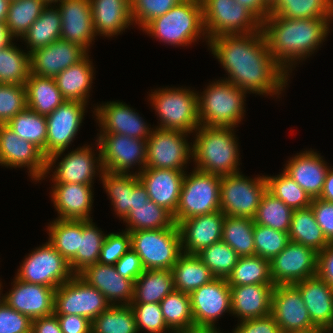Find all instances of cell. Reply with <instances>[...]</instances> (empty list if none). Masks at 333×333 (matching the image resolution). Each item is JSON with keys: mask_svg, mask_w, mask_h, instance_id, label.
<instances>
[{"mask_svg": "<svg viewBox=\"0 0 333 333\" xmlns=\"http://www.w3.org/2000/svg\"><path fill=\"white\" fill-rule=\"evenodd\" d=\"M255 255L271 260L288 244V233L274 230L260 224H254L253 229Z\"/></svg>", "mask_w": 333, "mask_h": 333, "instance_id": "obj_54", "label": "cell"}, {"mask_svg": "<svg viewBox=\"0 0 333 333\" xmlns=\"http://www.w3.org/2000/svg\"><path fill=\"white\" fill-rule=\"evenodd\" d=\"M300 292L312 323L333 329V288L318 275L293 284Z\"/></svg>", "mask_w": 333, "mask_h": 333, "instance_id": "obj_30", "label": "cell"}, {"mask_svg": "<svg viewBox=\"0 0 333 333\" xmlns=\"http://www.w3.org/2000/svg\"><path fill=\"white\" fill-rule=\"evenodd\" d=\"M99 177L115 215L124 220L131 210L132 187L140 180L138 174L104 171Z\"/></svg>", "mask_w": 333, "mask_h": 333, "instance_id": "obj_38", "label": "cell"}, {"mask_svg": "<svg viewBox=\"0 0 333 333\" xmlns=\"http://www.w3.org/2000/svg\"><path fill=\"white\" fill-rule=\"evenodd\" d=\"M131 248L145 270H171L183 253L177 224L170 228L129 232Z\"/></svg>", "mask_w": 333, "mask_h": 333, "instance_id": "obj_7", "label": "cell"}, {"mask_svg": "<svg viewBox=\"0 0 333 333\" xmlns=\"http://www.w3.org/2000/svg\"><path fill=\"white\" fill-rule=\"evenodd\" d=\"M184 175L183 171L148 167L138 173L140 181L147 189L149 199L172 215L179 204Z\"/></svg>", "mask_w": 333, "mask_h": 333, "instance_id": "obj_27", "label": "cell"}, {"mask_svg": "<svg viewBox=\"0 0 333 333\" xmlns=\"http://www.w3.org/2000/svg\"><path fill=\"white\" fill-rule=\"evenodd\" d=\"M197 256L215 278L224 279L229 276L239 258L237 253L222 240L206 247Z\"/></svg>", "mask_w": 333, "mask_h": 333, "instance_id": "obj_53", "label": "cell"}, {"mask_svg": "<svg viewBox=\"0 0 333 333\" xmlns=\"http://www.w3.org/2000/svg\"><path fill=\"white\" fill-rule=\"evenodd\" d=\"M47 158L34 144L21 139L6 124H0V165L11 168H27L28 174L36 182L42 180L46 172Z\"/></svg>", "mask_w": 333, "mask_h": 333, "instance_id": "obj_18", "label": "cell"}, {"mask_svg": "<svg viewBox=\"0 0 333 333\" xmlns=\"http://www.w3.org/2000/svg\"><path fill=\"white\" fill-rule=\"evenodd\" d=\"M89 56L87 55L84 59L54 77L56 85L65 100L88 103L92 81L95 78L93 77L95 69Z\"/></svg>", "mask_w": 333, "mask_h": 333, "instance_id": "obj_33", "label": "cell"}, {"mask_svg": "<svg viewBox=\"0 0 333 333\" xmlns=\"http://www.w3.org/2000/svg\"><path fill=\"white\" fill-rule=\"evenodd\" d=\"M14 37L10 34L6 22H0V49L13 43Z\"/></svg>", "mask_w": 333, "mask_h": 333, "instance_id": "obj_69", "label": "cell"}, {"mask_svg": "<svg viewBox=\"0 0 333 333\" xmlns=\"http://www.w3.org/2000/svg\"><path fill=\"white\" fill-rule=\"evenodd\" d=\"M30 74V53L11 43L0 49V84L25 85Z\"/></svg>", "mask_w": 333, "mask_h": 333, "instance_id": "obj_48", "label": "cell"}, {"mask_svg": "<svg viewBox=\"0 0 333 333\" xmlns=\"http://www.w3.org/2000/svg\"><path fill=\"white\" fill-rule=\"evenodd\" d=\"M109 306L104 295L79 275H74L55 289V315H80L93 321Z\"/></svg>", "mask_w": 333, "mask_h": 333, "instance_id": "obj_15", "label": "cell"}, {"mask_svg": "<svg viewBox=\"0 0 333 333\" xmlns=\"http://www.w3.org/2000/svg\"><path fill=\"white\" fill-rule=\"evenodd\" d=\"M208 47L228 73L225 80L247 93L279 97L288 85L290 76L269 52L261 30L218 36Z\"/></svg>", "mask_w": 333, "mask_h": 333, "instance_id": "obj_1", "label": "cell"}, {"mask_svg": "<svg viewBox=\"0 0 333 333\" xmlns=\"http://www.w3.org/2000/svg\"><path fill=\"white\" fill-rule=\"evenodd\" d=\"M88 52L81 45L62 39L30 53V73L54 78L66 68L84 59Z\"/></svg>", "mask_w": 333, "mask_h": 333, "instance_id": "obj_21", "label": "cell"}, {"mask_svg": "<svg viewBox=\"0 0 333 333\" xmlns=\"http://www.w3.org/2000/svg\"><path fill=\"white\" fill-rule=\"evenodd\" d=\"M333 18L289 19L269 15L261 22L269 52L289 74L297 61H303L323 44Z\"/></svg>", "mask_w": 333, "mask_h": 333, "instance_id": "obj_2", "label": "cell"}, {"mask_svg": "<svg viewBox=\"0 0 333 333\" xmlns=\"http://www.w3.org/2000/svg\"><path fill=\"white\" fill-rule=\"evenodd\" d=\"M51 201L58 219L92 220L93 185L54 183Z\"/></svg>", "mask_w": 333, "mask_h": 333, "instance_id": "obj_29", "label": "cell"}, {"mask_svg": "<svg viewBox=\"0 0 333 333\" xmlns=\"http://www.w3.org/2000/svg\"><path fill=\"white\" fill-rule=\"evenodd\" d=\"M131 249V236L128 231L107 234L101 248L99 263L115 265V263Z\"/></svg>", "mask_w": 333, "mask_h": 333, "instance_id": "obj_58", "label": "cell"}, {"mask_svg": "<svg viewBox=\"0 0 333 333\" xmlns=\"http://www.w3.org/2000/svg\"><path fill=\"white\" fill-rule=\"evenodd\" d=\"M47 6L44 0L10 1L6 24L14 38H21Z\"/></svg>", "mask_w": 333, "mask_h": 333, "instance_id": "obj_50", "label": "cell"}, {"mask_svg": "<svg viewBox=\"0 0 333 333\" xmlns=\"http://www.w3.org/2000/svg\"><path fill=\"white\" fill-rule=\"evenodd\" d=\"M267 190L292 210L310 207L312 198L284 170L276 176H266Z\"/></svg>", "mask_w": 333, "mask_h": 333, "instance_id": "obj_52", "label": "cell"}, {"mask_svg": "<svg viewBox=\"0 0 333 333\" xmlns=\"http://www.w3.org/2000/svg\"><path fill=\"white\" fill-rule=\"evenodd\" d=\"M168 45L188 46L201 39L209 43L203 21L201 0H183L167 13L150 21L143 29Z\"/></svg>", "mask_w": 333, "mask_h": 333, "instance_id": "obj_4", "label": "cell"}, {"mask_svg": "<svg viewBox=\"0 0 333 333\" xmlns=\"http://www.w3.org/2000/svg\"><path fill=\"white\" fill-rule=\"evenodd\" d=\"M225 216L219 210L180 221L177 226L182 252L197 255L206 247L221 241Z\"/></svg>", "mask_w": 333, "mask_h": 333, "instance_id": "obj_23", "label": "cell"}, {"mask_svg": "<svg viewBox=\"0 0 333 333\" xmlns=\"http://www.w3.org/2000/svg\"><path fill=\"white\" fill-rule=\"evenodd\" d=\"M58 2L57 7L62 23L60 39L81 45L88 51L97 36L93 27L90 0H60Z\"/></svg>", "mask_w": 333, "mask_h": 333, "instance_id": "obj_24", "label": "cell"}, {"mask_svg": "<svg viewBox=\"0 0 333 333\" xmlns=\"http://www.w3.org/2000/svg\"><path fill=\"white\" fill-rule=\"evenodd\" d=\"M100 133H114L147 140L153 128L144 122L139 113L125 102L110 101L97 105L93 111Z\"/></svg>", "mask_w": 333, "mask_h": 333, "instance_id": "obj_20", "label": "cell"}, {"mask_svg": "<svg viewBox=\"0 0 333 333\" xmlns=\"http://www.w3.org/2000/svg\"><path fill=\"white\" fill-rule=\"evenodd\" d=\"M288 235L290 241L310 247L318 253L330 244L311 207L293 210Z\"/></svg>", "mask_w": 333, "mask_h": 333, "instance_id": "obj_36", "label": "cell"}, {"mask_svg": "<svg viewBox=\"0 0 333 333\" xmlns=\"http://www.w3.org/2000/svg\"><path fill=\"white\" fill-rule=\"evenodd\" d=\"M99 154L96 157L90 145H84L66 154L53 171V183H74L92 185L94 177L104 172ZM93 150V151H92ZM97 171V172H96ZM99 173V174H98Z\"/></svg>", "mask_w": 333, "mask_h": 333, "instance_id": "obj_25", "label": "cell"}, {"mask_svg": "<svg viewBox=\"0 0 333 333\" xmlns=\"http://www.w3.org/2000/svg\"><path fill=\"white\" fill-rule=\"evenodd\" d=\"M1 287H2V284H1V282H0V290H2L1 289ZM0 306L4 303V298H5V296L3 295V296H1V291H0Z\"/></svg>", "mask_w": 333, "mask_h": 333, "instance_id": "obj_73", "label": "cell"}, {"mask_svg": "<svg viewBox=\"0 0 333 333\" xmlns=\"http://www.w3.org/2000/svg\"><path fill=\"white\" fill-rule=\"evenodd\" d=\"M324 333H333V329H324Z\"/></svg>", "mask_w": 333, "mask_h": 333, "instance_id": "obj_75", "label": "cell"}, {"mask_svg": "<svg viewBox=\"0 0 333 333\" xmlns=\"http://www.w3.org/2000/svg\"><path fill=\"white\" fill-rule=\"evenodd\" d=\"M219 328H215V329H206V328H196V329H192V330H188L186 332H182V333H222L220 332Z\"/></svg>", "mask_w": 333, "mask_h": 333, "instance_id": "obj_71", "label": "cell"}, {"mask_svg": "<svg viewBox=\"0 0 333 333\" xmlns=\"http://www.w3.org/2000/svg\"><path fill=\"white\" fill-rule=\"evenodd\" d=\"M274 284L230 286L231 314L239 321L271 314Z\"/></svg>", "mask_w": 333, "mask_h": 333, "instance_id": "obj_31", "label": "cell"}, {"mask_svg": "<svg viewBox=\"0 0 333 333\" xmlns=\"http://www.w3.org/2000/svg\"><path fill=\"white\" fill-rule=\"evenodd\" d=\"M271 315L282 333L306 331L316 327L299 290L293 284L274 286Z\"/></svg>", "mask_w": 333, "mask_h": 333, "instance_id": "obj_19", "label": "cell"}, {"mask_svg": "<svg viewBox=\"0 0 333 333\" xmlns=\"http://www.w3.org/2000/svg\"><path fill=\"white\" fill-rule=\"evenodd\" d=\"M317 275L333 288V242L318 253Z\"/></svg>", "mask_w": 333, "mask_h": 333, "instance_id": "obj_64", "label": "cell"}, {"mask_svg": "<svg viewBox=\"0 0 333 333\" xmlns=\"http://www.w3.org/2000/svg\"><path fill=\"white\" fill-rule=\"evenodd\" d=\"M86 103L65 100L57 109L46 116V172L42 178L50 175L51 168L59 157L68 149L83 122ZM54 168H53V167Z\"/></svg>", "mask_w": 333, "mask_h": 333, "instance_id": "obj_11", "label": "cell"}, {"mask_svg": "<svg viewBox=\"0 0 333 333\" xmlns=\"http://www.w3.org/2000/svg\"><path fill=\"white\" fill-rule=\"evenodd\" d=\"M333 203V168H329L325 177L324 187L319 197Z\"/></svg>", "mask_w": 333, "mask_h": 333, "instance_id": "obj_68", "label": "cell"}, {"mask_svg": "<svg viewBox=\"0 0 333 333\" xmlns=\"http://www.w3.org/2000/svg\"><path fill=\"white\" fill-rule=\"evenodd\" d=\"M197 94L186 87L151 92L149 100L160 120L157 128L193 133L200 126Z\"/></svg>", "mask_w": 333, "mask_h": 333, "instance_id": "obj_6", "label": "cell"}, {"mask_svg": "<svg viewBox=\"0 0 333 333\" xmlns=\"http://www.w3.org/2000/svg\"><path fill=\"white\" fill-rule=\"evenodd\" d=\"M201 94H197L201 126L235 128L240 124L245 115L246 91L224 78L210 83Z\"/></svg>", "mask_w": 333, "mask_h": 333, "instance_id": "obj_5", "label": "cell"}, {"mask_svg": "<svg viewBox=\"0 0 333 333\" xmlns=\"http://www.w3.org/2000/svg\"><path fill=\"white\" fill-rule=\"evenodd\" d=\"M293 210L268 190L259 204L254 223L289 233Z\"/></svg>", "mask_w": 333, "mask_h": 333, "instance_id": "obj_51", "label": "cell"}, {"mask_svg": "<svg viewBox=\"0 0 333 333\" xmlns=\"http://www.w3.org/2000/svg\"><path fill=\"white\" fill-rule=\"evenodd\" d=\"M149 196L147 193L146 187L139 180L132 187V200H131V209H134V206L147 204L149 201Z\"/></svg>", "mask_w": 333, "mask_h": 333, "instance_id": "obj_67", "label": "cell"}, {"mask_svg": "<svg viewBox=\"0 0 333 333\" xmlns=\"http://www.w3.org/2000/svg\"><path fill=\"white\" fill-rule=\"evenodd\" d=\"M134 312L138 333H167L171 330L167 327L159 303H131Z\"/></svg>", "mask_w": 333, "mask_h": 333, "instance_id": "obj_56", "label": "cell"}, {"mask_svg": "<svg viewBox=\"0 0 333 333\" xmlns=\"http://www.w3.org/2000/svg\"><path fill=\"white\" fill-rule=\"evenodd\" d=\"M221 176L196 170L184 175L178 207L173 215L180 221L220 210Z\"/></svg>", "mask_w": 333, "mask_h": 333, "instance_id": "obj_8", "label": "cell"}, {"mask_svg": "<svg viewBox=\"0 0 333 333\" xmlns=\"http://www.w3.org/2000/svg\"><path fill=\"white\" fill-rule=\"evenodd\" d=\"M318 252L314 249L289 241L286 247L270 260L273 284H295L317 275Z\"/></svg>", "mask_w": 333, "mask_h": 333, "instance_id": "obj_16", "label": "cell"}, {"mask_svg": "<svg viewBox=\"0 0 333 333\" xmlns=\"http://www.w3.org/2000/svg\"><path fill=\"white\" fill-rule=\"evenodd\" d=\"M91 333H138L130 305H110L92 321Z\"/></svg>", "mask_w": 333, "mask_h": 333, "instance_id": "obj_49", "label": "cell"}, {"mask_svg": "<svg viewBox=\"0 0 333 333\" xmlns=\"http://www.w3.org/2000/svg\"><path fill=\"white\" fill-rule=\"evenodd\" d=\"M310 207L325 237L329 242H333V203L313 198Z\"/></svg>", "mask_w": 333, "mask_h": 333, "instance_id": "obj_60", "label": "cell"}, {"mask_svg": "<svg viewBox=\"0 0 333 333\" xmlns=\"http://www.w3.org/2000/svg\"><path fill=\"white\" fill-rule=\"evenodd\" d=\"M269 15L289 19L333 18V0H276Z\"/></svg>", "mask_w": 333, "mask_h": 333, "instance_id": "obj_41", "label": "cell"}, {"mask_svg": "<svg viewBox=\"0 0 333 333\" xmlns=\"http://www.w3.org/2000/svg\"><path fill=\"white\" fill-rule=\"evenodd\" d=\"M283 170L304 190L309 196L319 198L330 166L323 157L313 150H305L291 157Z\"/></svg>", "mask_w": 333, "mask_h": 333, "instance_id": "obj_28", "label": "cell"}, {"mask_svg": "<svg viewBox=\"0 0 333 333\" xmlns=\"http://www.w3.org/2000/svg\"><path fill=\"white\" fill-rule=\"evenodd\" d=\"M13 283L12 289L4 295V302L9 307L31 320L54 314V288L21 281L16 277Z\"/></svg>", "mask_w": 333, "mask_h": 333, "instance_id": "obj_22", "label": "cell"}, {"mask_svg": "<svg viewBox=\"0 0 333 333\" xmlns=\"http://www.w3.org/2000/svg\"><path fill=\"white\" fill-rule=\"evenodd\" d=\"M6 125L21 139L27 140L38 147L46 157V116H42L26 107Z\"/></svg>", "mask_w": 333, "mask_h": 333, "instance_id": "obj_47", "label": "cell"}, {"mask_svg": "<svg viewBox=\"0 0 333 333\" xmlns=\"http://www.w3.org/2000/svg\"><path fill=\"white\" fill-rule=\"evenodd\" d=\"M31 333H62L55 314L32 320Z\"/></svg>", "mask_w": 333, "mask_h": 333, "instance_id": "obj_65", "label": "cell"}, {"mask_svg": "<svg viewBox=\"0 0 333 333\" xmlns=\"http://www.w3.org/2000/svg\"><path fill=\"white\" fill-rule=\"evenodd\" d=\"M92 221L82 220L79 250L69 261L70 268L75 275L97 263L100 258L101 248L107 234H104Z\"/></svg>", "mask_w": 333, "mask_h": 333, "instance_id": "obj_42", "label": "cell"}, {"mask_svg": "<svg viewBox=\"0 0 333 333\" xmlns=\"http://www.w3.org/2000/svg\"><path fill=\"white\" fill-rule=\"evenodd\" d=\"M126 231L164 229L172 227L175 222L173 215L164 207L149 200L147 204L134 206L123 220Z\"/></svg>", "mask_w": 333, "mask_h": 333, "instance_id": "obj_46", "label": "cell"}, {"mask_svg": "<svg viewBox=\"0 0 333 333\" xmlns=\"http://www.w3.org/2000/svg\"><path fill=\"white\" fill-rule=\"evenodd\" d=\"M32 320L9 307L5 302L0 306V333H31Z\"/></svg>", "mask_w": 333, "mask_h": 333, "instance_id": "obj_59", "label": "cell"}, {"mask_svg": "<svg viewBox=\"0 0 333 333\" xmlns=\"http://www.w3.org/2000/svg\"><path fill=\"white\" fill-rule=\"evenodd\" d=\"M132 22L142 30L150 21L167 13L183 0H130Z\"/></svg>", "mask_w": 333, "mask_h": 333, "instance_id": "obj_57", "label": "cell"}, {"mask_svg": "<svg viewBox=\"0 0 333 333\" xmlns=\"http://www.w3.org/2000/svg\"><path fill=\"white\" fill-rule=\"evenodd\" d=\"M62 333H91L92 321L80 315H56Z\"/></svg>", "mask_w": 333, "mask_h": 333, "instance_id": "obj_63", "label": "cell"}, {"mask_svg": "<svg viewBox=\"0 0 333 333\" xmlns=\"http://www.w3.org/2000/svg\"><path fill=\"white\" fill-rule=\"evenodd\" d=\"M248 9L260 22L269 16L270 5L266 0H235Z\"/></svg>", "mask_w": 333, "mask_h": 333, "instance_id": "obj_66", "label": "cell"}, {"mask_svg": "<svg viewBox=\"0 0 333 333\" xmlns=\"http://www.w3.org/2000/svg\"><path fill=\"white\" fill-rule=\"evenodd\" d=\"M234 130L233 127L200 125L194 131L192 144L194 168L220 176L238 173L241 158Z\"/></svg>", "mask_w": 333, "mask_h": 333, "instance_id": "obj_3", "label": "cell"}, {"mask_svg": "<svg viewBox=\"0 0 333 333\" xmlns=\"http://www.w3.org/2000/svg\"><path fill=\"white\" fill-rule=\"evenodd\" d=\"M96 140L104 171L129 173L138 165V174L146 167L147 140L114 133H99Z\"/></svg>", "mask_w": 333, "mask_h": 333, "instance_id": "obj_14", "label": "cell"}, {"mask_svg": "<svg viewBox=\"0 0 333 333\" xmlns=\"http://www.w3.org/2000/svg\"><path fill=\"white\" fill-rule=\"evenodd\" d=\"M167 327L182 333L195 329L190 294L173 290L159 303Z\"/></svg>", "mask_w": 333, "mask_h": 333, "instance_id": "obj_40", "label": "cell"}, {"mask_svg": "<svg viewBox=\"0 0 333 333\" xmlns=\"http://www.w3.org/2000/svg\"><path fill=\"white\" fill-rule=\"evenodd\" d=\"M47 4H56L58 1H60V0H44Z\"/></svg>", "mask_w": 333, "mask_h": 333, "instance_id": "obj_74", "label": "cell"}, {"mask_svg": "<svg viewBox=\"0 0 333 333\" xmlns=\"http://www.w3.org/2000/svg\"><path fill=\"white\" fill-rule=\"evenodd\" d=\"M78 275L88 285L98 289L110 305H131L134 282L122 277L117 272L115 265L97 262L85 268Z\"/></svg>", "mask_w": 333, "mask_h": 333, "instance_id": "obj_26", "label": "cell"}, {"mask_svg": "<svg viewBox=\"0 0 333 333\" xmlns=\"http://www.w3.org/2000/svg\"><path fill=\"white\" fill-rule=\"evenodd\" d=\"M25 88L27 107L42 116H48L65 101L54 78L30 73Z\"/></svg>", "mask_w": 333, "mask_h": 333, "instance_id": "obj_34", "label": "cell"}, {"mask_svg": "<svg viewBox=\"0 0 333 333\" xmlns=\"http://www.w3.org/2000/svg\"><path fill=\"white\" fill-rule=\"evenodd\" d=\"M226 280L229 286L273 284L270 260L258 255L239 257Z\"/></svg>", "mask_w": 333, "mask_h": 333, "instance_id": "obj_45", "label": "cell"}, {"mask_svg": "<svg viewBox=\"0 0 333 333\" xmlns=\"http://www.w3.org/2000/svg\"><path fill=\"white\" fill-rule=\"evenodd\" d=\"M47 227L48 242L69 262L79 250L82 220L56 218Z\"/></svg>", "mask_w": 333, "mask_h": 333, "instance_id": "obj_43", "label": "cell"}, {"mask_svg": "<svg viewBox=\"0 0 333 333\" xmlns=\"http://www.w3.org/2000/svg\"><path fill=\"white\" fill-rule=\"evenodd\" d=\"M188 135L179 130L154 128L147 139L146 167L186 172L184 168L193 158Z\"/></svg>", "mask_w": 333, "mask_h": 333, "instance_id": "obj_13", "label": "cell"}, {"mask_svg": "<svg viewBox=\"0 0 333 333\" xmlns=\"http://www.w3.org/2000/svg\"><path fill=\"white\" fill-rule=\"evenodd\" d=\"M276 0H266V2L271 6Z\"/></svg>", "mask_w": 333, "mask_h": 333, "instance_id": "obj_76", "label": "cell"}, {"mask_svg": "<svg viewBox=\"0 0 333 333\" xmlns=\"http://www.w3.org/2000/svg\"><path fill=\"white\" fill-rule=\"evenodd\" d=\"M9 4V0H0V22H6Z\"/></svg>", "mask_w": 333, "mask_h": 333, "instance_id": "obj_70", "label": "cell"}, {"mask_svg": "<svg viewBox=\"0 0 333 333\" xmlns=\"http://www.w3.org/2000/svg\"><path fill=\"white\" fill-rule=\"evenodd\" d=\"M26 107L25 85L0 84V124H7Z\"/></svg>", "mask_w": 333, "mask_h": 333, "instance_id": "obj_55", "label": "cell"}, {"mask_svg": "<svg viewBox=\"0 0 333 333\" xmlns=\"http://www.w3.org/2000/svg\"><path fill=\"white\" fill-rule=\"evenodd\" d=\"M173 290L171 270H144L134 282L132 303H160Z\"/></svg>", "mask_w": 333, "mask_h": 333, "instance_id": "obj_39", "label": "cell"}, {"mask_svg": "<svg viewBox=\"0 0 333 333\" xmlns=\"http://www.w3.org/2000/svg\"><path fill=\"white\" fill-rule=\"evenodd\" d=\"M21 264L15 276L17 279L54 289L75 275L69 262L49 242L25 256Z\"/></svg>", "mask_w": 333, "mask_h": 333, "instance_id": "obj_12", "label": "cell"}, {"mask_svg": "<svg viewBox=\"0 0 333 333\" xmlns=\"http://www.w3.org/2000/svg\"><path fill=\"white\" fill-rule=\"evenodd\" d=\"M232 333H282L273 316L242 320Z\"/></svg>", "mask_w": 333, "mask_h": 333, "instance_id": "obj_61", "label": "cell"}, {"mask_svg": "<svg viewBox=\"0 0 333 333\" xmlns=\"http://www.w3.org/2000/svg\"><path fill=\"white\" fill-rule=\"evenodd\" d=\"M266 190L264 175L254 179L241 172L221 176L220 211L226 216L254 219Z\"/></svg>", "mask_w": 333, "mask_h": 333, "instance_id": "obj_9", "label": "cell"}, {"mask_svg": "<svg viewBox=\"0 0 333 333\" xmlns=\"http://www.w3.org/2000/svg\"><path fill=\"white\" fill-rule=\"evenodd\" d=\"M174 290L191 294L215 277L197 255L182 253L171 269Z\"/></svg>", "mask_w": 333, "mask_h": 333, "instance_id": "obj_35", "label": "cell"}, {"mask_svg": "<svg viewBox=\"0 0 333 333\" xmlns=\"http://www.w3.org/2000/svg\"><path fill=\"white\" fill-rule=\"evenodd\" d=\"M117 272L133 282L144 272L141 259L138 254L131 248L116 263Z\"/></svg>", "mask_w": 333, "mask_h": 333, "instance_id": "obj_62", "label": "cell"}, {"mask_svg": "<svg viewBox=\"0 0 333 333\" xmlns=\"http://www.w3.org/2000/svg\"><path fill=\"white\" fill-rule=\"evenodd\" d=\"M96 35L113 37L133 25L130 0H90Z\"/></svg>", "mask_w": 333, "mask_h": 333, "instance_id": "obj_32", "label": "cell"}, {"mask_svg": "<svg viewBox=\"0 0 333 333\" xmlns=\"http://www.w3.org/2000/svg\"><path fill=\"white\" fill-rule=\"evenodd\" d=\"M208 41L222 35L259 32L261 22L235 0H201Z\"/></svg>", "mask_w": 333, "mask_h": 333, "instance_id": "obj_10", "label": "cell"}, {"mask_svg": "<svg viewBox=\"0 0 333 333\" xmlns=\"http://www.w3.org/2000/svg\"><path fill=\"white\" fill-rule=\"evenodd\" d=\"M293 333H324V329L320 327H315L306 331L293 332Z\"/></svg>", "mask_w": 333, "mask_h": 333, "instance_id": "obj_72", "label": "cell"}, {"mask_svg": "<svg viewBox=\"0 0 333 333\" xmlns=\"http://www.w3.org/2000/svg\"><path fill=\"white\" fill-rule=\"evenodd\" d=\"M254 219L225 216L222 241L228 244L239 257L255 255Z\"/></svg>", "mask_w": 333, "mask_h": 333, "instance_id": "obj_44", "label": "cell"}, {"mask_svg": "<svg viewBox=\"0 0 333 333\" xmlns=\"http://www.w3.org/2000/svg\"><path fill=\"white\" fill-rule=\"evenodd\" d=\"M51 5L47 4L39 18L21 38L26 42L27 49H30L28 53L46 47L61 37V15L56 4Z\"/></svg>", "mask_w": 333, "mask_h": 333, "instance_id": "obj_37", "label": "cell"}, {"mask_svg": "<svg viewBox=\"0 0 333 333\" xmlns=\"http://www.w3.org/2000/svg\"><path fill=\"white\" fill-rule=\"evenodd\" d=\"M191 309L196 328L215 329L224 313L231 314V290L224 278H214L191 294Z\"/></svg>", "mask_w": 333, "mask_h": 333, "instance_id": "obj_17", "label": "cell"}]
</instances>
